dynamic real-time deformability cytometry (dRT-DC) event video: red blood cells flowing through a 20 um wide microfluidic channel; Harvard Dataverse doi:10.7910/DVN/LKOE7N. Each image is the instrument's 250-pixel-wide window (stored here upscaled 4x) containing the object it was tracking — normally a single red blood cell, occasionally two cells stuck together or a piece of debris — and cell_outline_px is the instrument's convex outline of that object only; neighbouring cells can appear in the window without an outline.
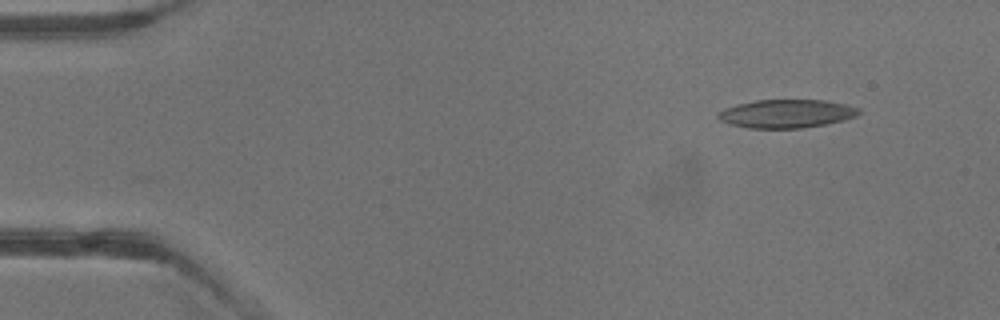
{"species": "common noctule bat (a hibernating species)", "species_latin": "Nyctalus noctula", "temperature_condition": "warm", "stored_images_in_passage": 4, "camera_frame_rate_fps": 3000, "um_per_image_px": 0.085, "animal": {"sex": "male", "body_mass_g": 13.3}, "frame": {"image": 1, "passage_image": 1, "time_ms": 0.0, "image_size_px": [1000, 320], "cell_outline_px": [[860, 112], [856, 116], [844, 120], [824, 124], [800, 128], [748, 128], [732, 124], [720, 120], [716, 116], [724, 108], [736, 104], [756, 100], [824, 100], [848, 104], [860, 108]], "centroid_in_image_um": [66.87, 9.65], "position_along_channel_um": 18.1, "area_um2": 23.24}}
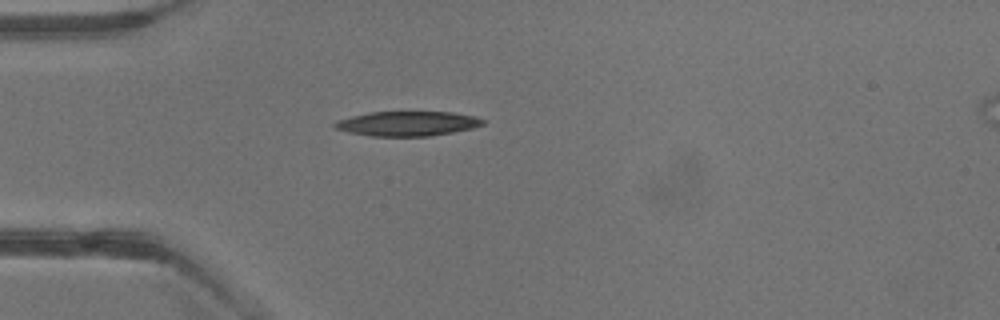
{"frame": {"image": 2, "passage_image": 3, "time_ms": 2.333, "image_size_px": [1000, 320], "cell_outline_px": [[484, 124], [472, 128], [452, 132], [428, 136], [372, 136], [348, 132], [336, 128], [332, 124], [336, 120], [368, 112], [452, 112], [476, 116], [484, 120]], "centroid_in_image_um": [34.62, 10.5], "position_along_channel_um": 50.4, "area_um2": 21.21}}